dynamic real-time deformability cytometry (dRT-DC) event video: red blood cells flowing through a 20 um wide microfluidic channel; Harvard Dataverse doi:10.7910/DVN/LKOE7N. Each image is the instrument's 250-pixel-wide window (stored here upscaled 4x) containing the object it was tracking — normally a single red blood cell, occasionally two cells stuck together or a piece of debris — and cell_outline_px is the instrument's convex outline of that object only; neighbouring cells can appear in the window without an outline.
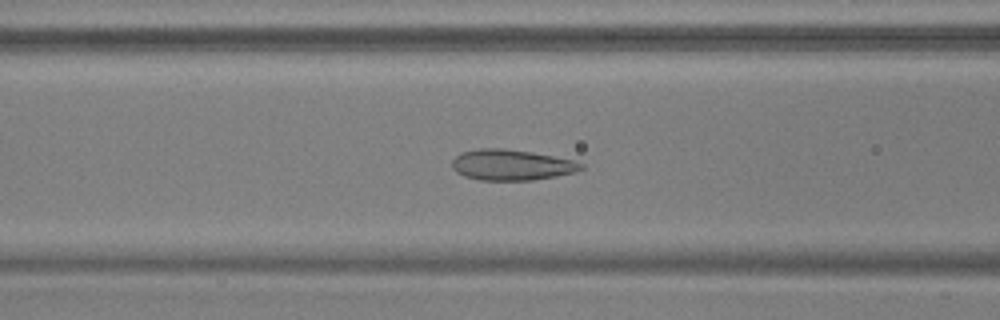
{"species": "common noctule bat (a hibernating species)", "species_latin": "Nyctalus noctula", "temperature_condition": "warm", "stored_images_in_passage": 40, "camera_frame_rate_fps": 3000, "um_per_image_px": 0.085, "animal": {"sex": "male", "body_mass_g": 17.9, "forearm_length_mm": 54.2}, "frame": {"image": 1, "passage_image": 8, "time_ms": 2.333, "image_size_px": [1000, 320], "cell_outline_px": [[584, 168], [576, 172], [556, 176], [532, 180], [480, 180], [464, 176], [456, 172], [452, 168], [452, 160], [460, 152], [480, 148], [504, 148], [532, 152], [572, 160], [584, 164]], "centroid_in_image_um": [43.46, 14.01], "position_along_channel_um": 123.1, "area_um2": 23.18}}
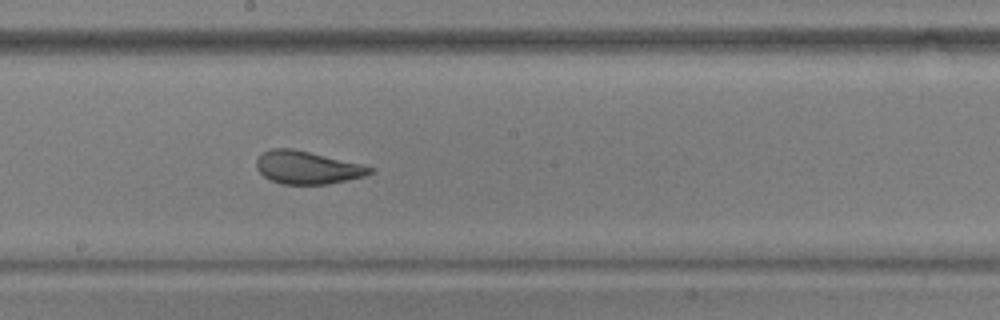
{"frame": {"image": 2, "passage_image": 16, "time_ms": 5.0, "image_size_px": [1000, 320], "cell_outline_px": [[376, 168], [372, 172], [364, 176], [328, 184], [280, 184], [264, 176], [256, 168], [256, 160], [264, 152], [272, 148], [292, 148], [364, 164]], "centroid_in_image_um": [26.14, 14.23], "position_along_channel_um": 222.1, "area_um2": 21.73}}
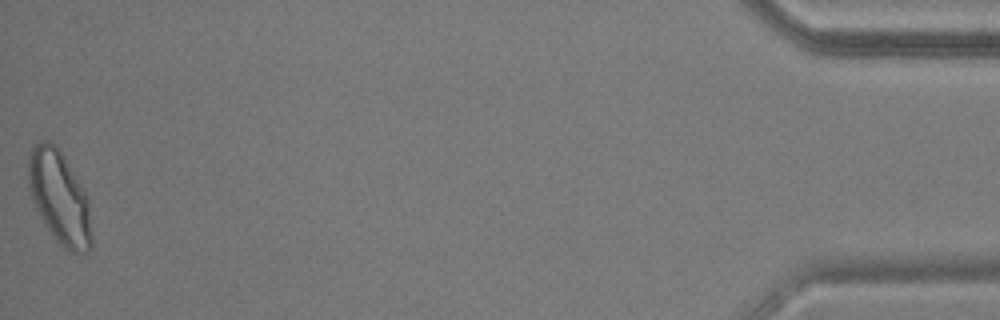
{"frame": {"image": 3, "passage_image": 40, "time_ms": 13.0, "image_size_px": [1000, 320], "cell_outline_px": [[92, 248], [88, 252], [72, 252], [64, 248], [56, 240], [44, 224], [32, 200], [28, 188], [28, 152], [32, 144], [40, 140], [48, 140], [64, 156], [84, 188], [88, 196], [92, 236]], "centroid_in_image_um": [5.05, 16.77], "position_along_channel_um": 430.2, "area_um2": 34.68}, "authors_computed_cell_mechanics": {"area_um2": 23.2934, "velocity_mm_per_s": 3.7115, "shape_relaxation_time_tau1_ms": null, "shape_relaxation_time_tau2_ms": 0.7344, "deformation_change_tau1": null, "deformation_change_tau2": 0.0695}}